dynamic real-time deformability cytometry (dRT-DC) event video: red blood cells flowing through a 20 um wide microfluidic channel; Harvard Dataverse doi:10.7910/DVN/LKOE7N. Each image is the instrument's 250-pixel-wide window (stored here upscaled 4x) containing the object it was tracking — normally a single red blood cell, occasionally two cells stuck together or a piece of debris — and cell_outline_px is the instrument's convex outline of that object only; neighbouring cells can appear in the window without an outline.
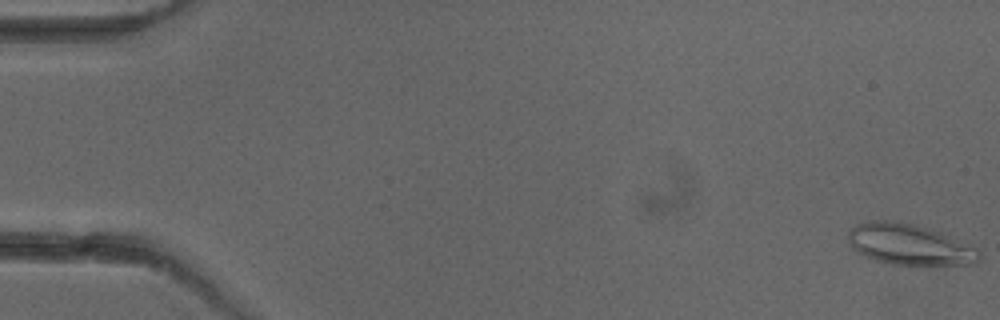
{"species": "common noctule bat (a hibernating species)", "species_latin": "Nyctalus noctula", "temperature_condition": "cold", "stored_images_in_passage": 6, "camera_frame_rate_fps": 3000, "um_per_image_px": 0.085, "animal": {"sex": "female"}, "frame": {"image": 1, "passage_image": 1, "time_ms": 0.0, "image_size_px": [1000, 320], "cell_outline_px": [[984, 256], [980, 260], [972, 264], [892, 264], [876, 260], [856, 252], [852, 248], [848, 240], [848, 228], [856, 224], [872, 220], [888, 220], [916, 224], [940, 232], [976, 248]], "centroid_in_image_um": [77.27, 20.76], "position_along_channel_um": 7.7, "area_um2": 31.15}}
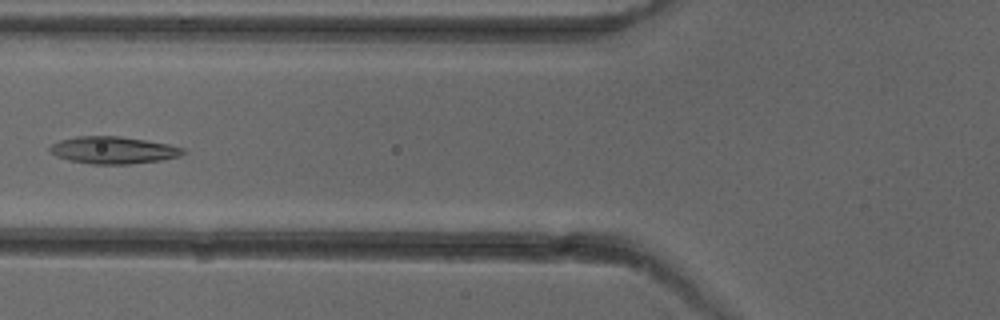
{"frame": {"image": 2, "passage_image": 6, "time_ms": 6.667, "image_size_px": [1000, 320], "cell_outline_px": [[188, 152], [180, 156], [164, 160], [128, 164], [92, 164], [68, 160], [56, 156], [48, 152], [48, 148], [52, 144], [60, 140], [76, 136], [120, 136], [168, 144], [184, 148]], "centroid_in_image_um": [9.63, 12.76], "position_along_channel_um": 116.2, "area_um2": 21.27}}